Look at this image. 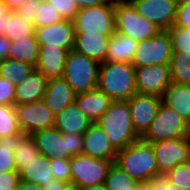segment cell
I'll use <instances>...</instances> for the list:
<instances>
[{"instance_id": "cell-36", "label": "cell", "mask_w": 190, "mask_h": 190, "mask_svg": "<svg viewBox=\"0 0 190 190\" xmlns=\"http://www.w3.org/2000/svg\"><path fill=\"white\" fill-rule=\"evenodd\" d=\"M168 181L183 190H190V162L176 165L165 174Z\"/></svg>"}, {"instance_id": "cell-39", "label": "cell", "mask_w": 190, "mask_h": 190, "mask_svg": "<svg viewBox=\"0 0 190 190\" xmlns=\"http://www.w3.org/2000/svg\"><path fill=\"white\" fill-rule=\"evenodd\" d=\"M55 8L63 19L73 20L79 7L74 0H44Z\"/></svg>"}, {"instance_id": "cell-21", "label": "cell", "mask_w": 190, "mask_h": 190, "mask_svg": "<svg viewBox=\"0 0 190 190\" xmlns=\"http://www.w3.org/2000/svg\"><path fill=\"white\" fill-rule=\"evenodd\" d=\"M113 100L98 87L75 95L74 103L86 117L96 122L108 109Z\"/></svg>"}, {"instance_id": "cell-50", "label": "cell", "mask_w": 190, "mask_h": 190, "mask_svg": "<svg viewBox=\"0 0 190 190\" xmlns=\"http://www.w3.org/2000/svg\"><path fill=\"white\" fill-rule=\"evenodd\" d=\"M135 190H154L152 180L138 182Z\"/></svg>"}, {"instance_id": "cell-31", "label": "cell", "mask_w": 190, "mask_h": 190, "mask_svg": "<svg viewBox=\"0 0 190 190\" xmlns=\"http://www.w3.org/2000/svg\"><path fill=\"white\" fill-rule=\"evenodd\" d=\"M4 36L10 42L18 41L22 38H29L30 36H35V26L14 11L11 19L8 20L7 30H5Z\"/></svg>"}, {"instance_id": "cell-51", "label": "cell", "mask_w": 190, "mask_h": 190, "mask_svg": "<svg viewBox=\"0 0 190 190\" xmlns=\"http://www.w3.org/2000/svg\"><path fill=\"white\" fill-rule=\"evenodd\" d=\"M14 10L9 9L4 0H0V16H12Z\"/></svg>"}, {"instance_id": "cell-23", "label": "cell", "mask_w": 190, "mask_h": 190, "mask_svg": "<svg viewBox=\"0 0 190 190\" xmlns=\"http://www.w3.org/2000/svg\"><path fill=\"white\" fill-rule=\"evenodd\" d=\"M92 122L73 102L55 115L54 127L62 133L84 134Z\"/></svg>"}, {"instance_id": "cell-3", "label": "cell", "mask_w": 190, "mask_h": 190, "mask_svg": "<svg viewBox=\"0 0 190 190\" xmlns=\"http://www.w3.org/2000/svg\"><path fill=\"white\" fill-rule=\"evenodd\" d=\"M96 124L105 130L110 142L117 150L124 149L140 139L133 128L127 101H112Z\"/></svg>"}, {"instance_id": "cell-30", "label": "cell", "mask_w": 190, "mask_h": 190, "mask_svg": "<svg viewBox=\"0 0 190 190\" xmlns=\"http://www.w3.org/2000/svg\"><path fill=\"white\" fill-rule=\"evenodd\" d=\"M169 66L172 82L190 85V53L173 52Z\"/></svg>"}, {"instance_id": "cell-24", "label": "cell", "mask_w": 190, "mask_h": 190, "mask_svg": "<svg viewBox=\"0 0 190 190\" xmlns=\"http://www.w3.org/2000/svg\"><path fill=\"white\" fill-rule=\"evenodd\" d=\"M51 169L49 159L39 154L36 159L26 163V167L19 171L20 181L36 183L40 187L45 186L55 179Z\"/></svg>"}, {"instance_id": "cell-56", "label": "cell", "mask_w": 190, "mask_h": 190, "mask_svg": "<svg viewBox=\"0 0 190 190\" xmlns=\"http://www.w3.org/2000/svg\"><path fill=\"white\" fill-rule=\"evenodd\" d=\"M178 4L190 3V0H177Z\"/></svg>"}, {"instance_id": "cell-33", "label": "cell", "mask_w": 190, "mask_h": 190, "mask_svg": "<svg viewBox=\"0 0 190 190\" xmlns=\"http://www.w3.org/2000/svg\"><path fill=\"white\" fill-rule=\"evenodd\" d=\"M21 133L15 106L0 104V138Z\"/></svg>"}, {"instance_id": "cell-7", "label": "cell", "mask_w": 190, "mask_h": 190, "mask_svg": "<svg viewBox=\"0 0 190 190\" xmlns=\"http://www.w3.org/2000/svg\"><path fill=\"white\" fill-rule=\"evenodd\" d=\"M181 137H190L186 120L174 109L161 103L155 119L140 138L146 142L154 143Z\"/></svg>"}, {"instance_id": "cell-25", "label": "cell", "mask_w": 190, "mask_h": 190, "mask_svg": "<svg viewBox=\"0 0 190 190\" xmlns=\"http://www.w3.org/2000/svg\"><path fill=\"white\" fill-rule=\"evenodd\" d=\"M137 45L135 39L115 32L109 38L106 62H132Z\"/></svg>"}, {"instance_id": "cell-18", "label": "cell", "mask_w": 190, "mask_h": 190, "mask_svg": "<svg viewBox=\"0 0 190 190\" xmlns=\"http://www.w3.org/2000/svg\"><path fill=\"white\" fill-rule=\"evenodd\" d=\"M110 36L99 32H75L73 50L98 62H106Z\"/></svg>"}, {"instance_id": "cell-35", "label": "cell", "mask_w": 190, "mask_h": 190, "mask_svg": "<svg viewBox=\"0 0 190 190\" xmlns=\"http://www.w3.org/2000/svg\"><path fill=\"white\" fill-rule=\"evenodd\" d=\"M63 20L61 15L48 2L43 1L36 11L34 18L35 28L53 25Z\"/></svg>"}, {"instance_id": "cell-22", "label": "cell", "mask_w": 190, "mask_h": 190, "mask_svg": "<svg viewBox=\"0 0 190 190\" xmlns=\"http://www.w3.org/2000/svg\"><path fill=\"white\" fill-rule=\"evenodd\" d=\"M48 79L36 69L15 89V105L33 103L44 98Z\"/></svg>"}, {"instance_id": "cell-20", "label": "cell", "mask_w": 190, "mask_h": 190, "mask_svg": "<svg viewBox=\"0 0 190 190\" xmlns=\"http://www.w3.org/2000/svg\"><path fill=\"white\" fill-rule=\"evenodd\" d=\"M76 93L63 77L48 79L43 101L57 115L65 107L72 104Z\"/></svg>"}, {"instance_id": "cell-5", "label": "cell", "mask_w": 190, "mask_h": 190, "mask_svg": "<svg viewBox=\"0 0 190 190\" xmlns=\"http://www.w3.org/2000/svg\"><path fill=\"white\" fill-rule=\"evenodd\" d=\"M100 62L71 49L68 52L62 77L76 94L98 85Z\"/></svg>"}, {"instance_id": "cell-53", "label": "cell", "mask_w": 190, "mask_h": 190, "mask_svg": "<svg viewBox=\"0 0 190 190\" xmlns=\"http://www.w3.org/2000/svg\"><path fill=\"white\" fill-rule=\"evenodd\" d=\"M81 190H108L105 183L93 185L91 187H85Z\"/></svg>"}, {"instance_id": "cell-40", "label": "cell", "mask_w": 190, "mask_h": 190, "mask_svg": "<svg viewBox=\"0 0 190 190\" xmlns=\"http://www.w3.org/2000/svg\"><path fill=\"white\" fill-rule=\"evenodd\" d=\"M15 89L10 80L0 77V104L15 106Z\"/></svg>"}, {"instance_id": "cell-14", "label": "cell", "mask_w": 190, "mask_h": 190, "mask_svg": "<svg viewBox=\"0 0 190 190\" xmlns=\"http://www.w3.org/2000/svg\"><path fill=\"white\" fill-rule=\"evenodd\" d=\"M169 65H147L135 68V83L138 94L162 96L171 83Z\"/></svg>"}, {"instance_id": "cell-16", "label": "cell", "mask_w": 190, "mask_h": 190, "mask_svg": "<svg viewBox=\"0 0 190 190\" xmlns=\"http://www.w3.org/2000/svg\"><path fill=\"white\" fill-rule=\"evenodd\" d=\"M35 36L40 46H60L70 51L75 39L73 20L63 19L53 25L35 28Z\"/></svg>"}, {"instance_id": "cell-10", "label": "cell", "mask_w": 190, "mask_h": 190, "mask_svg": "<svg viewBox=\"0 0 190 190\" xmlns=\"http://www.w3.org/2000/svg\"><path fill=\"white\" fill-rule=\"evenodd\" d=\"M173 54L172 41L168 30H160L155 36L138 42L132 60L135 68L147 65H169Z\"/></svg>"}, {"instance_id": "cell-37", "label": "cell", "mask_w": 190, "mask_h": 190, "mask_svg": "<svg viewBox=\"0 0 190 190\" xmlns=\"http://www.w3.org/2000/svg\"><path fill=\"white\" fill-rule=\"evenodd\" d=\"M168 31L173 52L190 53V29L172 26Z\"/></svg>"}, {"instance_id": "cell-38", "label": "cell", "mask_w": 190, "mask_h": 190, "mask_svg": "<svg viewBox=\"0 0 190 190\" xmlns=\"http://www.w3.org/2000/svg\"><path fill=\"white\" fill-rule=\"evenodd\" d=\"M70 160L71 158L60 157H54L52 159H49L52 167L51 171L53 172L55 179L71 183Z\"/></svg>"}, {"instance_id": "cell-32", "label": "cell", "mask_w": 190, "mask_h": 190, "mask_svg": "<svg viewBox=\"0 0 190 190\" xmlns=\"http://www.w3.org/2000/svg\"><path fill=\"white\" fill-rule=\"evenodd\" d=\"M137 183L138 181L130 177L115 162L109 168L105 180L108 190H135Z\"/></svg>"}, {"instance_id": "cell-26", "label": "cell", "mask_w": 190, "mask_h": 190, "mask_svg": "<svg viewBox=\"0 0 190 190\" xmlns=\"http://www.w3.org/2000/svg\"><path fill=\"white\" fill-rule=\"evenodd\" d=\"M162 103L174 109L182 118L190 115V85L171 82L161 96Z\"/></svg>"}, {"instance_id": "cell-27", "label": "cell", "mask_w": 190, "mask_h": 190, "mask_svg": "<svg viewBox=\"0 0 190 190\" xmlns=\"http://www.w3.org/2000/svg\"><path fill=\"white\" fill-rule=\"evenodd\" d=\"M40 45L36 36L22 38L10 43L8 58L20 62H26L36 67Z\"/></svg>"}, {"instance_id": "cell-41", "label": "cell", "mask_w": 190, "mask_h": 190, "mask_svg": "<svg viewBox=\"0 0 190 190\" xmlns=\"http://www.w3.org/2000/svg\"><path fill=\"white\" fill-rule=\"evenodd\" d=\"M44 0H27L22 4L15 12L23 17L27 22L34 24V18L37 9L42 4Z\"/></svg>"}, {"instance_id": "cell-54", "label": "cell", "mask_w": 190, "mask_h": 190, "mask_svg": "<svg viewBox=\"0 0 190 190\" xmlns=\"http://www.w3.org/2000/svg\"><path fill=\"white\" fill-rule=\"evenodd\" d=\"M59 190H81L74 183H69L67 186H59Z\"/></svg>"}, {"instance_id": "cell-8", "label": "cell", "mask_w": 190, "mask_h": 190, "mask_svg": "<svg viewBox=\"0 0 190 190\" xmlns=\"http://www.w3.org/2000/svg\"><path fill=\"white\" fill-rule=\"evenodd\" d=\"M114 9L115 2L80 8L73 19L75 32H99L111 37L116 32Z\"/></svg>"}, {"instance_id": "cell-43", "label": "cell", "mask_w": 190, "mask_h": 190, "mask_svg": "<svg viewBox=\"0 0 190 190\" xmlns=\"http://www.w3.org/2000/svg\"><path fill=\"white\" fill-rule=\"evenodd\" d=\"M19 172H1L0 188L17 189L19 186Z\"/></svg>"}, {"instance_id": "cell-28", "label": "cell", "mask_w": 190, "mask_h": 190, "mask_svg": "<svg viewBox=\"0 0 190 190\" xmlns=\"http://www.w3.org/2000/svg\"><path fill=\"white\" fill-rule=\"evenodd\" d=\"M35 66L6 58L0 65V77L10 80L14 86H18L35 70Z\"/></svg>"}, {"instance_id": "cell-17", "label": "cell", "mask_w": 190, "mask_h": 190, "mask_svg": "<svg viewBox=\"0 0 190 190\" xmlns=\"http://www.w3.org/2000/svg\"><path fill=\"white\" fill-rule=\"evenodd\" d=\"M82 154L98 159L116 160L118 150L112 145L103 128L92 123L83 134Z\"/></svg>"}, {"instance_id": "cell-55", "label": "cell", "mask_w": 190, "mask_h": 190, "mask_svg": "<svg viewBox=\"0 0 190 190\" xmlns=\"http://www.w3.org/2000/svg\"><path fill=\"white\" fill-rule=\"evenodd\" d=\"M186 122H187L188 133L190 135V115H189L188 119L186 120Z\"/></svg>"}, {"instance_id": "cell-34", "label": "cell", "mask_w": 190, "mask_h": 190, "mask_svg": "<svg viewBox=\"0 0 190 190\" xmlns=\"http://www.w3.org/2000/svg\"><path fill=\"white\" fill-rule=\"evenodd\" d=\"M40 154L37 146L32 137L26 134L19 142L16 150L14 151V158L19 172L22 168L26 167V163L36 159Z\"/></svg>"}, {"instance_id": "cell-15", "label": "cell", "mask_w": 190, "mask_h": 190, "mask_svg": "<svg viewBox=\"0 0 190 190\" xmlns=\"http://www.w3.org/2000/svg\"><path fill=\"white\" fill-rule=\"evenodd\" d=\"M127 102L132 115L133 128L141 137L155 119L162 103V98L158 95L136 93Z\"/></svg>"}, {"instance_id": "cell-19", "label": "cell", "mask_w": 190, "mask_h": 190, "mask_svg": "<svg viewBox=\"0 0 190 190\" xmlns=\"http://www.w3.org/2000/svg\"><path fill=\"white\" fill-rule=\"evenodd\" d=\"M68 52L60 46H40L36 70L47 79L62 77Z\"/></svg>"}, {"instance_id": "cell-9", "label": "cell", "mask_w": 190, "mask_h": 190, "mask_svg": "<svg viewBox=\"0 0 190 190\" xmlns=\"http://www.w3.org/2000/svg\"><path fill=\"white\" fill-rule=\"evenodd\" d=\"M113 162L115 161L98 159L83 154L74 155L70 160L71 183L80 189L105 183Z\"/></svg>"}, {"instance_id": "cell-46", "label": "cell", "mask_w": 190, "mask_h": 190, "mask_svg": "<svg viewBox=\"0 0 190 190\" xmlns=\"http://www.w3.org/2000/svg\"><path fill=\"white\" fill-rule=\"evenodd\" d=\"M74 2L80 9L100 5L106 2H115V0H74Z\"/></svg>"}, {"instance_id": "cell-44", "label": "cell", "mask_w": 190, "mask_h": 190, "mask_svg": "<svg viewBox=\"0 0 190 190\" xmlns=\"http://www.w3.org/2000/svg\"><path fill=\"white\" fill-rule=\"evenodd\" d=\"M151 180L154 185V190H183L171 184L163 174L157 175Z\"/></svg>"}, {"instance_id": "cell-4", "label": "cell", "mask_w": 190, "mask_h": 190, "mask_svg": "<svg viewBox=\"0 0 190 190\" xmlns=\"http://www.w3.org/2000/svg\"><path fill=\"white\" fill-rule=\"evenodd\" d=\"M40 154L48 159L71 158L82 154L83 134L62 133L55 127L40 129L30 134Z\"/></svg>"}, {"instance_id": "cell-29", "label": "cell", "mask_w": 190, "mask_h": 190, "mask_svg": "<svg viewBox=\"0 0 190 190\" xmlns=\"http://www.w3.org/2000/svg\"><path fill=\"white\" fill-rule=\"evenodd\" d=\"M25 133L0 138V173L18 172L14 158V151Z\"/></svg>"}, {"instance_id": "cell-57", "label": "cell", "mask_w": 190, "mask_h": 190, "mask_svg": "<svg viewBox=\"0 0 190 190\" xmlns=\"http://www.w3.org/2000/svg\"><path fill=\"white\" fill-rule=\"evenodd\" d=\"M0 190H8L7 188H0ZM9 190H18V189H9Z\"/></svg>"}, {"instance_id": "cell-42", "label": "cell", "mask_w": 190, "mask_h": 190, "mask_svg": "<svg viewBox=\"0 0 190 190\" xmlns=\"http://www.w3.org/2000/svg\"><path fill=\"white\" fill-rule=\"evenodd\" d=\"M173 26L190 29V3L178 4Z\"/></svg>"}, {"instance_id": "cell-6", "label": "cell", "mask_w": 190, "mask_h": 190, "mask_svg": "<svg viewBox=\"0 0 190 190\" xmlns=\"http://www.w3.org/2000/svg\"><path fill=\"white\" fill-rule=\"evenodd\" d=\"M115 28L137 42L155 36L160 30L147 18L140 16L128 0H115Z\"/></svg>"}, {"instance_id": "cell-13", "label": "cell", "mask_w": 190, "mask_h": 190, "mask_svg": "<svg viewBox=\"0 0 190 190\" xmlns=\"http://www.w3.org/2000/svg\"><path fill=\"white\" fill-rule=\"evenodd\" d=\"M15 110L19 127L25 134L54 127L55 115L43 100L15 105Z\"/></svg>"}, {"instance_id": "cell-11", "label": "cell", "mask_w": 190, "mask_h": 190, "mask_svg": "<svg viewBox=\"0 0 190 190\" xmlns=\"http://www.w3.org/2000/svg\"><path fill=\"white\" fill-rule=\"evenodd\" d=\"M159 175H165L176 165L190 162V137L161 140L152 143Z\"/></svg>"}, {"instance_id": "cell-48", "label": "cell", "mask_w": 190, "mask_h": 190, "mask_svg": "<svg viewBox=\"0 0 190 190\" xmlns=\"http://www.w3.org/2000/svg\"><path fill=\"white\" fill-rule=\"evenodd\" d=\"M18 190H40V186L36 183L28 182V181H20Z\"/></svg>"}, {"instance_id": "cell-49", "label": "cell", "mask_w": 190, "mask_h": 190, "mask_svg": "<svg viewBox=\"0 0 190 190\" xmlns=\"http://www.w3.org/2000/svg\"><path fill=\"white\" fill-rule=\"evenodd\" d=\"M27 0H4L9 9L17 10L22 4H24Z\"/></svg>"}, {"instance_id": "cell-52", "label": "cell", "mask_w": 190, "mask_h": 190, "mask_svg": "<svg viewBox=\"0 0 190 190\" xmlns=\"http://www.w3.org/2000/svg\"><path fill=\"white\" fill-rule=\"evenodd\" d=\"M12 16H0V36L4 35L5 30H7L8 20L11 19Z\"/></svg>"}, {"instance_id": "cell-47", "label": "cell", "mask_w": 190, "mask_h": 190, "mask_svg": "<svg viewBox=\"0 0 190 190\" xmlns=\"http://www.w3.org/2000/svg\"><path fill=\"white\" fill-rule=\"evenodd\" d=\"M68 184L66 181L54 179L51 183L41 186L40 190H59V186H67Z\"/></svg>"}, {"instance_id": "cell-45", "label": "cell", "mask_w": 190, "mask_h": 190, "mask_svg": "<svg viewBox=\"0 0 190 190\" xmlns=\"http://www.w3.org/2000/svg\"><path fill=\"white\" fill-rule=\"evenodd\" d=\"M10 41L4 35L0 36V65L3 61L8 58V53L10 50Z\"/></svg>"}, {"instance_id": "cell-12", "label": "cell", "mask_w": 190, "mask_h": 190, "mask_svg": "<svg viewBox=\"0 0 190 190\" xmlns=\"http://www.w3.org/2000/svg\"><path fill=\"white\" fill-rule=\"evenodd\" d=\"M143 18L153 22L159 30H168L176 19L177 0H128Z\"/></svg>"}, {"instance_id": "cell-2", "label": "cell", "mask_w": 190, "mask_h": 190, "mask_svg": "<svg viewBox=\"0 0 190 190\" xmlns=\"http://www.w3.org/2000/svg\"><path fill=\"white\" fill-rule=\"evenodd\" d=\"M115 163L138 182L150 181L159 175L152 143L141 138L118 150Z\"/></svg>"}, {"instance_id": "cell-1", "label": "cell", "mask_w": 190, "mask_h": 190, "mask_svg": "<svg viewBox=\"0 0 190 190\" xmlns=\"http://www.w3.org/2000/svg\"><path fill=\"white\" fill-rule=\"evenodd\" d=\"M97 87L113 101H127L136 93L135 67L131 62H102Z\"/></svg>"}]
</instances>
